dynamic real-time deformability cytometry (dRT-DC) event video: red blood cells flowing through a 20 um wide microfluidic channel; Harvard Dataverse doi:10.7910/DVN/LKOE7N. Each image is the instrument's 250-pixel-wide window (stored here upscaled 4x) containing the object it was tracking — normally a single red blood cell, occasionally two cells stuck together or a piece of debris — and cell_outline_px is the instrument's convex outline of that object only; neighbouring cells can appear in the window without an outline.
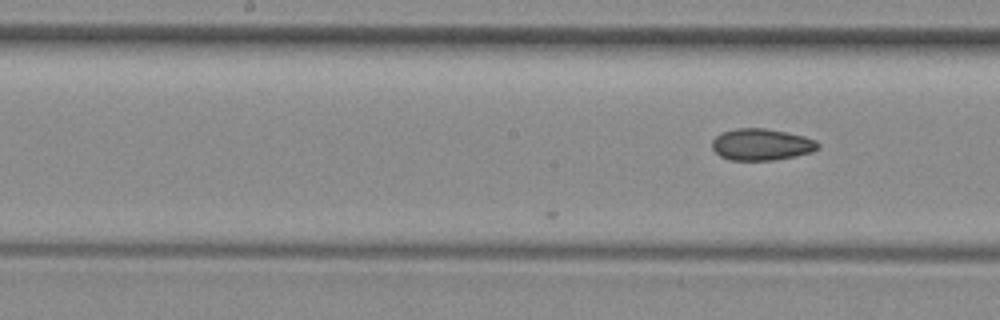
{"species": "common noctule bat (a hibernating species)", "species_latin": "Nyctalus noctula", "temperature_condition": "room temperature", "stored_images_in_passage": 10, "camera_frame_rate_fps": 3000, "um_per_image_px": 0.085, "animal": {"sex": "female", "body_mass_g": 29.2, "forearm_length_mm": 56.3}, "frame": {"image": 1, "passage_image": 10, "time_ms": 3.0, "image_size_px": [1000, 320], "cell_outline_px": [[820, 148], [812, 152], [772, 160], [728, 160], [720, 156], [712, 148], [712, 140], [716, 136], [724, 132], [736, 128], [764, 128], [788, 132], [804, 136], [816, 140], [820, 144]], "centroid_in_image_um": [64.73, 12.28], "position_along_channel_um": 183.5, "area_um2": 19.54}}